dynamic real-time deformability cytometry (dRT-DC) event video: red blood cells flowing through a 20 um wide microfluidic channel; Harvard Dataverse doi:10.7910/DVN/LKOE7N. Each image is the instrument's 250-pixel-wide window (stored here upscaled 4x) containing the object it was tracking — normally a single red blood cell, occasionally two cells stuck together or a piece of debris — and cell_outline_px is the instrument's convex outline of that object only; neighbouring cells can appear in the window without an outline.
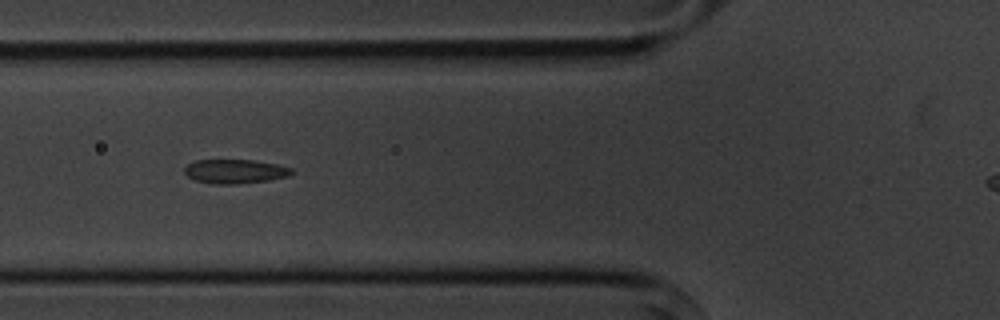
{"species": "common noctule bat (a hibernating species)", "species_latin": "Nyctalus noctula", "temperature_condition": "cold", "stored_images_in_passage": 11, "camera_frame_rate_fps": 3000, "um_per_image_px": 0.085, "animal": {"sex": "male", "body_mass_g": 20.1, "forearm_length_mm": 53.5}, "frame": {"image": 1, "passage_image": 3, "time_ms": 2.333, "image_size_px": [1000, 320], "cell_outline_px": [[292, 172], [288, 176], [268, 180], [236, 184], [212, 184], [196, 180], [188, 176], [184, 172], [184, 168], [188, 164], [196, 160], [252, 160], [276, 164], [292, 168]], "centroid_in_image_um": [19.95, 14.57], "position_along_channel_um": 105.8, "area_um2": 14.91}}
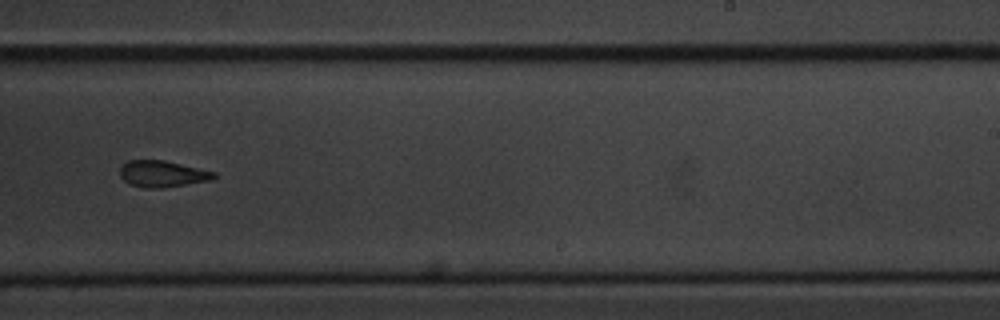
{"frame": {"image": 2, "passage_image": 7, "time_ms": 7.0, "image_size_px": [1000, 320], "cell_outline_px": [[216, 176], [212, 180], [160, 188], [148, 188], [132, 184], [124, 180], [120, 176], [120, 168], [128, 160], [164, 160], [216, 172]], "centroid_in_image_um": [13.82, 14.77], "position_along_channel_um": 275.2, "area_um2": 14.28}}
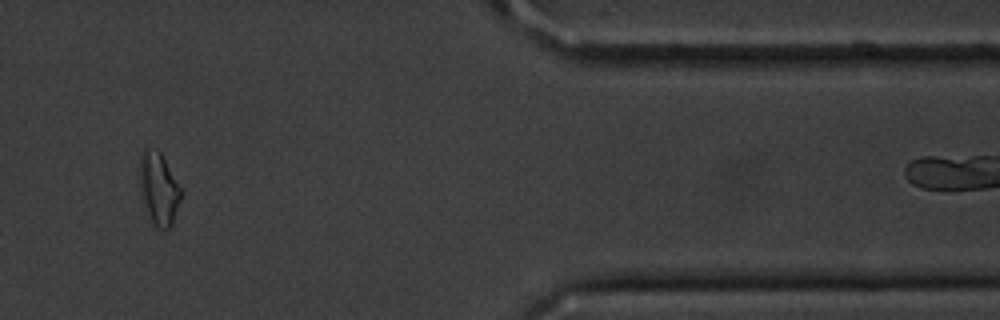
{"frame": {"image": 3, "passage_image": 10, "time_ms": 11.333, "image_size_px": [1000, 320], "cell_outline_px": [[184, 192], [172, 224], [168, 228], [152, 228], [148, 220], [144, 208], [140, 180], [140, 152], [144, 148], [156, 148], [160, 152]], "centroid_in_image_um": [13.5, 16.07], "position_along_channel_um": 397.9, "area_um2": 17.86}}